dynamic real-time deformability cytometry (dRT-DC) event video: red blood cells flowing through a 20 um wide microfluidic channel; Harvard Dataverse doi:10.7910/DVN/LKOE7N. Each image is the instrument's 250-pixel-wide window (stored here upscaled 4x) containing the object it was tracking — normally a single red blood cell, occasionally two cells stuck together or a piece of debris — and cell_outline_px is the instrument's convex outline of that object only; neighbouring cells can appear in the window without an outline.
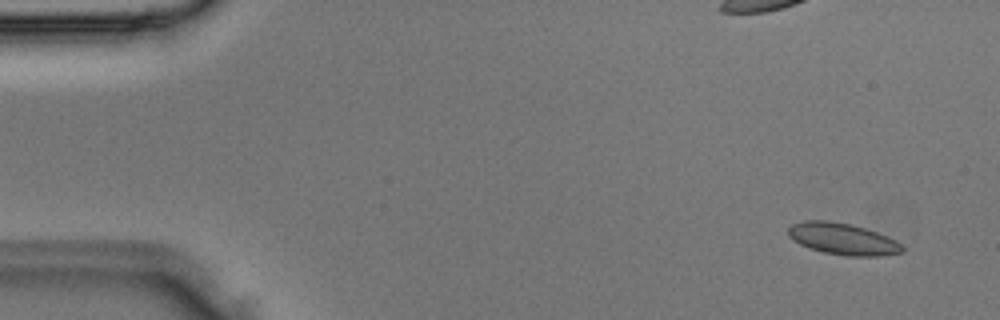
{"species": "Egyptian fruit bat (a non-hibernating species)", "species_latin": "Rousettus aegyptiacus", "temperature_condition": "room temperature", "stored_images_in_passage": 2, "camera_frame_rate_fps": 3000, "um_per_image_px": 0.085, "animal": {"sex": "male"}, "frame": {"image": 1, "passage_image": 2, "time_ms": 0.333, "image_size_px": [1000, 320], "cell_outline_px": [[904, 252], [880, 256], [848, 256], [824, 252], [808, 248], [792, 240], [788, 236], [788, 228], [792, 224], [804, 220], [828, 220], [852, 224], [888, 236], [896, 240], [904, 248]], "centroid_in_image_um": [71.62, 20.3], "position_along_channel_um": 13.4, "area_um2": 21.15}}